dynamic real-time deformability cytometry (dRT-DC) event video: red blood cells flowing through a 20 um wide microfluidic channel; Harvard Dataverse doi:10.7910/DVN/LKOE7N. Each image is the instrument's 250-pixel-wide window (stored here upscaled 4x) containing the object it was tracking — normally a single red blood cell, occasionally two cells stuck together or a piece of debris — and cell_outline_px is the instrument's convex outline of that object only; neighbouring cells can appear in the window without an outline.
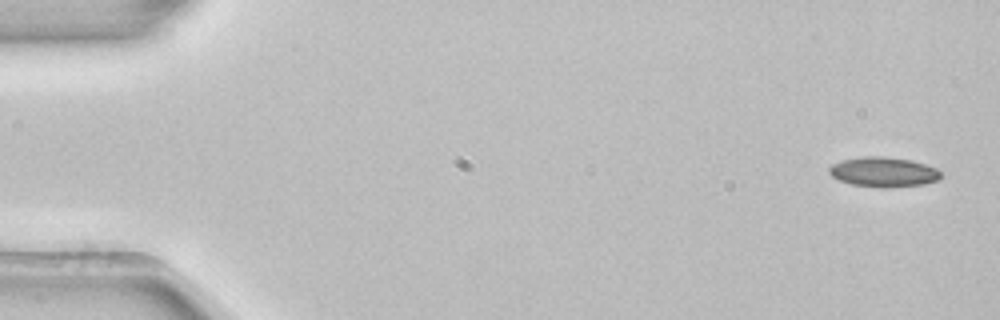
{"species": "common noctule bat (a hibernating species)", "species_latin": "Nyctalus noctula", "temperature_condition": "room temperature", "stored_images_in_passage": 3, "camera_frame_rate_fps": 3000, "um_per_image_px": 0.085, "animal": {"sex": "female", "body_mass_g": 22.7, "forearm_length_mm": 54.2}, "frame": {"image": 1, "passage_image": 1, "time_ms": 0.0, "image_size_px": [1000, 320], "cell_outline_px": [[940, 176], [936, 180], [924, 184], [888, 188], [884, 188], [852, 184], [840, 180], [832, 176], [828, 172], [828, 168], [832, 164], [840, 160], [864, 156], [884, 156], [908, 160], [924, 164], [936, 168], [940, 172]], "centroid_in_image_um": [75.05, 14.62], "position_along_channel_um": 9.9, "area_um2": 19.31}}
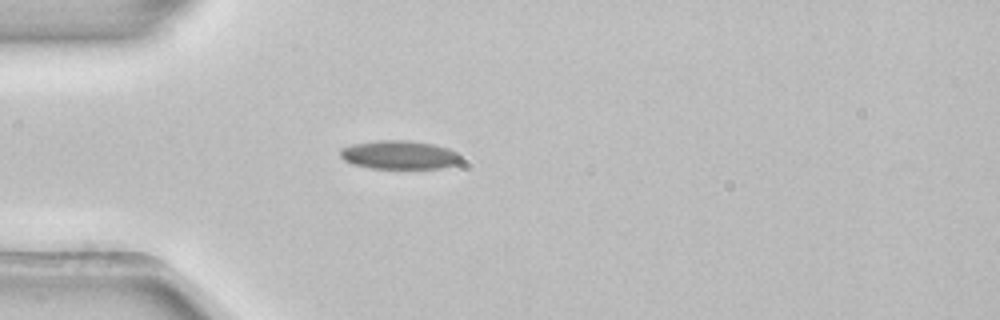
{"frame": {"image": 2, "passage_image": 3, "time_ms": 0.667, "image_size_px": [1000, 320], "cell_outline_px": [[460, 160], [456, 164], [440, 168], [372, 168], [352, 164], [344, 160], [340, 156], [340, 148], [352, 144], [380, 140], [408, 140], [432, 144], [448, 148], [456, 152], [460, 156]], "centroid_in_image_um": [33.91, 13.16], "position_along_channel_um": 51.1, "area_um2": 20.0}}